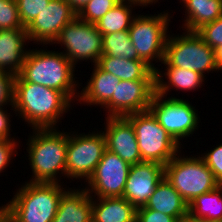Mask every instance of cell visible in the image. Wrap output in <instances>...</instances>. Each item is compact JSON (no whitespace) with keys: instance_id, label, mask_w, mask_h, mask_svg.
<instances>
[{"instance_id":"1","label":"cell","mask_w":222,"mask_h":222,"mask_svg":"<svg viewBox=\"0 0 222 222\" xmlns=\"http://www.w3.org/2000/svg\"><path fill=\"white\" fill-rule=\"evenodd\" d=\"M72 104L56 89L31 82H14V113L31 129L57 128Z\"/></svg>"},{"instance_id":"2","label":"cell","mask_w":222,"mask_h":222,"mask_svg":"<svg viewBox=\"0 0 222 222\" xmlns=\"http://www.w3.org/2000/svg\"><path fill=\"white\" fill-rule=\"evenodd\" d=\"M29 49L22 69L14 82H31L61 91L72 103L79 97V82L75 66L60 51ZM78 91V92H77ZM75 98V99H74Z\"/></svg>"},{"instance_id":"3","label":"cell","mask_w":222,"mask_h":222,"mask_svg":"<svg viewBox=\"0 0 222 222\" xmlns=\"http://www.w3.org/2000/svg\"><path fill=\"white\" fill-rule=\"evenodd\" d=\"M57 129H32L28 136L26 151L32 169L29 182L64 183L60 179L66 178L68 132Z\"/></svg>"},{"instance_id":"4","label":"cell","mask_w":222,"mask_h":222,"mask_svg":"<svg viewBox=\"0 0 222 222\" xmlns=\"http://www.w3.org/2000/svg\"><path fill=\"white\" fill-rule=\"evenodd\" d=\"M66 190L59 183L27 181L8 202V215L16 222H52Z\"/></svg>"},{"instance_id":"5","label":"cell","mask_w":222,"mask_h":222,"mask_svg":"<svg viewBox=\"0 0 222 222\" xmlns=\"http://www.w3.org/2000/svg\"><path fill=\"white\" fill-rule=\"evenodd\" d=\"M164 177L187 204L221 185L200 154L188 157L181 151L164 166Z\"/></svg>"},{"instance_id":"6","label":"cell","mask_w":222,"mask_h":222,"mask_svg":"<svg viewBox=\"0 0 222 222\" xmlns=\"http://www.w3.org/2000/svg\"><path fill=\"white\" fill-rule=\"evenodd\" d=\"M183 34H169L166 41L164 67H179L192 70L206 77V72L219 71L215 50L209 47L196 33L185 31ZM180 35V36H179Z\"/></svg>"},{"instance_id":"7","label":"cell","mask_w":222,"mask_h":222,"mask_svg":"<svg viewBox=\"0 0 222 222\" xmlns=\"http://www.w3.org/2000/svg\"><path fill=\"white\" fill-rule=\"evenodd\" d=\"M133 125L142 161L165 166L181 150L150 110L125 116Z\"/></svg>"},{"instance_id":"8","label":"cell","mask_w":222,"mask_h":222,"mask_svg":"<svg viewBox=\"0 0 222 222\" xmlns=\"http://www.w3.org/2000/svg\"><path fill=\"white\" fill-rule=\"evenodd\" d=\"M170 12H160L154 15H136L129 28L132 44L136 48L138 57L154 70L157 62L165 57L166 41L169 36ZM155 61V63H153Z\"/></svg>"},{"instance_id":"9","label":"cell","mask_w":222,"mask_h":222,"mask_svg":"<svg viewBox=\"0 0 222 222\" xmlns=\"http://www.w3.org/2000/svg\"><path fill=\"white\" fill-rule=\"evenodd\" d=\"M90 133V134H89ZM106 147V138L102 130L87 134L68 132L66 151V177L75 180H87L100 162Z\"/></svg>"},{"instance_id":"10","label":"cell","mask_w":222,"mask_h":222,"mask_svg":"<svg viewBox=\"0 0 222 222\" xmlns=\"http://www.w3.org/2000/svg\"><path fill=\"white\" fill-rule=\"evenodd\" d=\"M195 107L187 100L154 93L149 110L169 135L182 145L180 141L192 136L200 126L201 120Z\"/></svg>"},{"instance_id":"11","label":"cell","mask_w":222,"mask_h":222,"mask_svg":"<svg viewBox=\"0 0 222 222\" xmlns=\"http://www.w3.org/2000/svg\"><path fill=\"white\" fill-rule=\"evenodd\" d=\"M53 44L61 45L63 55L75 67L80 61L89 64V60L95 65L102 56V35L97 26L78 17L65 25Z\"/></svg>"},{"instance_id":"12","label":"cell","mask_w":222,"mask_h":222,"mask_svg":"<svg viewBox=\"0 0 222 222\" xmlns=\"http://www.w3.org/2000/svg\"><path fill=\"white\" fill-rule=\"evenodd\" d=\"M130 167L117 154L106 149L85 183V189L92 198L123 197Z\"/></svg>"},{"instance_id":"13","label":"cell","mask_w":222,"mask_h":222,"mask_svg":"<svg viewBox=\"0 0 222 222\" xmlns=\"http://www.w3.org/2000/svg\"><path fill=\"white\" fill-rule=\"evenodd\" d=\"M154 93L155 80H121L112 98L102 108L107 117H125L147 111Z\"/></svg>"},{"instance_id":"14","label":"cell","mask_w":222,"mask_h":222,"mask_svg":"<svg viewBox=\"0 0 222 222\" xmlns=\"http://www.w3.org/2000/svg\"><path fill=\"white\" fill-rule=\"evenodd\" d=\"M77 17L66 0H50L38 16L27 27L30 41L37 45H53L66 24Z\"/></svg>"},{"instance_id":"15","label":"cell","mask_w":222,"mask_h":222,"mask_svg":"<svg viewBox=\"0 0 222 222\" xmlns=\"http://www.w3.org/2000/svg\"><path fill=\"white\" fill-rule=\"evenodd\" d=\"M164 178V166L143 161L131 165L123 197L136 208L145 206L156 185Z\"/></svg>"},{"instance_id":"16","label":"cell","mask_w":222,"mask_h":222,"mask_svg":"<svg viewBox=\"0 0 222 222\" xmlns=\"http://www.w3.org/2000/svg\"><path fill=\"white\" fill-rule=\"evenodd\" d=\"M106 147L130 165L143 162L133 125L126 117H104Z\"/></svg>"},{"instance_id":"17","label":"cell","mask_w":222,"mask_h":222,"mask_svg":"<svg viewBox=\"0 0 222 222\" xmlns=\"http://www.w3.org/2000/svg\"><path fill=\"white\" fill-rule=\"evenodd\" d=\"M26 42H30L26 29L0 30V71L20 73L29 51Z\"/></svg>"},{"instance_id":"18","label":"cell","mask_w":222,"mask_h":222,"mask_svg":"<svg viewBox=\"0 0 222 222\" xmlns=\"http://www.w3.org/2000/svg\"><path fill=\"white\" fill-rule=\"evenodd\" d=\"M69 188L62 194L52 222H92V197L83 187Z\"/></svg>"},{"instance_id":"19","label":"cell","mask_w":222,"mask_h":222,"mask_svg":"<svg viewBox=\"0 0 222 222\" xmlns=\"http://www.w3.org/2000/svg\"><path fill=\"white\" fill-rule=\"evenodd\" d=\"M92 75L87 81V85L82 87L79 93L77 104L87 106H101L102 108L111 98L121 81L117 76L105 72L97 64L93 66Z\"/></svg>"},{"instance_id":"20","label":"cell","mask_w":222,"mask_h":222,"mask_svg":"<svg viewBox=\"0 0 222 222\" xmlns=\"http://www.w3.org/2000/svg\"><path fill=\"white\" fill-rule=\"evenodd\" d=\"M155 69V93L167 97L170 89L193 92L203 86L205 77L198 72L185 70L179 67H165ZM162 73V74H161ZM165 76V79L163 78ZM197 88V89H196Z\"/></svg>"},{"instance_id":"21","label":"cell","mask_w":222,"mask_h":222,"mask_svg":"<svg viewBox=\"0 0 222 222\" xmlns=\"http://www.w3.org/2000/svg\"><path fill=\"white\" fill-rule=\"evenodd\" d=\"M145 207L173 216L179 222L188 219V204L165 177L156 185Z\"/></svg>"},{"instance_id":"22","label":"cell","mask_w":222,"mask_h":222,"mask_svg":"<svg viewBox=\"0 0 222 222\" xmlns=\"http://www.w3.org/2000/svg\"><path fill=\"white\" fill-rule=\"evenodd\" d=\"M97 65L120 80H155V70L141 59L101 56Z\"/></svg>"},{"instance_id":"23","label":"cell","mask_w":222,"mask_h":222,"mask_svg":"<svg viewBox=\"0 0 222 222\" xmlns=\"http://www.w3.org/2000/svg\"><path fill=\"white\" fill-rule=\"evenodd\" d=\"M136 211L124 197L92 198V222H136Z\"/></svg>"},{"instance_id":"24","label":"cell","mask_w":222,"mask_h":222,"mask_svg":"<svg viewBox=\"0 0 222 222\" xmlns=\"http://www.w3.org/2000/svg\"><path fill=\"white\" fill-rule=\"evenodd\" d=\"M183 7V31L196 32L203 25L222 16V0H187Z\"/></svg>"},{"instance_id":"25","label":"cell","mask_w":222,"mask_h":222,"mask_svg":"<svg viewBox=\"0 0 222 222\" xmlns=\"http://www.w3.org/2000/svg\"><path fill=\"white\" fill-rule=\"evenodd\" d=\"M188 219L194 222L222 221V184L188 204Z\"/></svg>"},{"instance_id":"26","label":"cell","mask_w":222,"mask_h":222,"mask_svg":"<svg viewBox=\"0 0 222 222\" xmlns=\"http://www.w3.org/2000/svg\"><path fill=\"white\" fill-rule=\"evenodd\" d=\"M140 6L131 1H119L112 9H110L95 25L101 35L110 33L128 31L134 17L133 8Z\"/></svg>"},{"instance_id":"27","label":"cell","mask_w":222,"mask_h":222,"mask_svg":"<svg viewBox=\"0 0 222 222\" xmlns=\"http://www.w3.org/2000/svg\"><path fill=\"white\" fill-rule=\"evenodd\" d=\"M102 56L140 59L131 42L129 31L102 35Z\"/></svg>"},{"instance_id":"28","label":"cell","mask_w":222,"mask_h":222,"mask_svg":"<svg viewBox=\"0 0 222 222\" xmlns=\"http://www.w3.org/2000/svg\"><path fill=\"white\" fill-rule=\"evenodd\" d=\"M121 0H91L77 14V17L87 23L96 24Z\"/></svg>"},{"instance_id":"29","label":"cell","mask_w":222,"mask_h":222,"mask_svg":"<svg viewBox=\"0 0 222 222\" xmlns=\"http://www.w3.org/2000/svg\"><path fill=\"white\" fill-rule=\"evenodd\" d=\"M26 29L23 27L16 0H0V30Z\"/></svg>"},{"instance_id":"30","label":"cell","mask_w":222,"mask_h":222,"mask_svg":"<svg viewBox=\"0 0 222 222\" xmlns=\"http://www.w3.org/2000/svg\"><path fill=\"white\" fill-rule=\"evenodd\" d=\"M50 0H16L20 21L26 28L44 7L48 6Z\"/></svg>"},{"instance_id":"31","label":"cell","mask_w":222,"mask_h":222,"mask_svg":"<svg viewBox=\"0 0 222 222\" xmlns=\"http://www.w3.org/2000/svg\"><path fill=\"white\" fill-rule=\"evenodd\" d=\"M196 33L209 47L215 50L222 45V16L213 22L203 25Z\"/></svg>"},{"instance_id":"32","label":"cell","mask_w":222,"mask_h":222,"mask_svg":"<svg viewBox=\"0 0 222 222\" xmlns=\"http://www.w3.org/2000/svg\"><path fill=\"white\" fill-rule=\"evenodd\" d=\"M16 75L8 71H0V107L10 105L14 112V81Z\"/></svg>"},{"instance_id":"33","label":"cell","mask_w":222,"mask_h":222,"mask_svg":"<svg viewBox=\"0 0 222 222\" xmlns=\"http://www.w3.org/2000/svg\"><path fill=\"white\" fill-rule=\"evenodd\" d=\"M201 154L202 160L210 168L215 178L222 184V143Z\"/></svg>"},{"instance_id":"34","label":"cell","mask_w":222,"mask_h":222,"mask_svg":"<svg viewBox=\"0 0 222 222\" xmlns=\"http://www.w3.org/2000/svg\"><path fill=\"white\" fill-rule=\"evenodd\" d=\"M18 143L17 140L0 139V174L7 170L6 167L13 161V157L18 154L16 150L19 148Z\"/></svg>"},{"instance_id":"35","label":"cell","mask_w":222,"mask_h":222,"mask_svg":"<svg viewBox=\"0 0 222 222\" xmlns=\"http://www.w3.org/2000/svg\"><path fill=\"white\" fill-rule=\"evenodd\" d=\"M136 222H179L175 217L165 215L145 206L137 208Z\"/></svg>"},{"instance_id":"36","label":"cell","mask_w":222,"mask_h":222,"mask_svg":"<svg viewBox=\"0 0 222 222\" xmlns=\"http://www.w3.org/2000/svg\"><path fill=\"white\" fill-rule=\"evenodd\" d=\"M5 107H0V139L16 140L15 135L12 137L10 134L12 132L11 127V117L12 115L5 110ZM11 116V117H10ZM10 118V119H9ZM11 130V131H10Z\"/></svg>"},{"instance_id":"37","label":"cell","mask_w":222,"mask_h":222,"mask_svg":"<svg viewBox=\"0 0 222 222\" xmlns=\"http://www.w3.org/2000/svg\"><path fill=\"white\" fill-rule=\"evenodd\" d=\"M72 7V9L78 14L81 9L91 0H66Z\"/></svg>"},{"instance_id":"38","label":"cell","mask_w":222,"mask_h":222,"mask_svg":"<svg viewBox=\"0 0 222 222\" xmlns=\"http://www.w3.org/2000/svg\"><path fill=\"white\" fill-rule=\"evenodd\" d=\"M215 59H216V64H217L218 68L222 72V45L218 46L215 49Z\"/></svg>"},{"instance_id":"39","label":"cell","mask_w":222,"mask_h":222,"mask_svg":"<svg viewBox=\"0 0 222 222\" xmlns=\"http://www.w3.org/2000/svg\"><path fill=\"white\" fill-rule=\"evenodd\" d=\"M123 1H131L139 4L142 8L148 7L149 5L156 4L159 0H123Z\"/></svg>"},{"instance_id":"40","label":"cell","mask_w":222,"mask_h":222,"mask_svg":"<svg viewBox=\"0 0 222 222\" xmlns=\"http://www.w3.org/2000/svg\"><path fill=\"white\" fill-rule=\"evenodd\" d=\"M8 215V203L0 206V222H2Z\"/></svg>"},{"instance_id":"41","label":"cell","mask_w":222,"mask_h":222,"mask_svg":"<svg viewBox=\"0 0 222 222\" xmlns=\"http://www.w3.org/2000/svg\"><path fill=\"white\" fill-rule=\"evenodd\" d=\"M2 222H16V221L12 219L9 215H7L6 218Z\"/></svg>"},{"instance_id":"42","label":"cell","mask_w":222,"mask_h":222,"mask_svg":"<svg viewBox=\"0 0 222 222\" xmlns=\"http://www.w3.org/2000/svg\"><path fill=\"white\" fill-rule=\"evenodd\" d=\"M183 222H194V221H191V220H189V219H186V220L183 221ZM199 222H206V221H199Z\"/></svg>"},{"instance_id":"43","label":"cell","mask_w":222,"mask_h":222,"mask_svg":"<svg viewBox=\"0 0 222 222\" xmlns=\"http://www.w3.org/2000/svg\"><path fill=\"white\" fill-rule=\"evenodd\" d=\"M179 1V0H178ZM182 4H184L187 0H180Z\"/></svg>"}]
</instances>
